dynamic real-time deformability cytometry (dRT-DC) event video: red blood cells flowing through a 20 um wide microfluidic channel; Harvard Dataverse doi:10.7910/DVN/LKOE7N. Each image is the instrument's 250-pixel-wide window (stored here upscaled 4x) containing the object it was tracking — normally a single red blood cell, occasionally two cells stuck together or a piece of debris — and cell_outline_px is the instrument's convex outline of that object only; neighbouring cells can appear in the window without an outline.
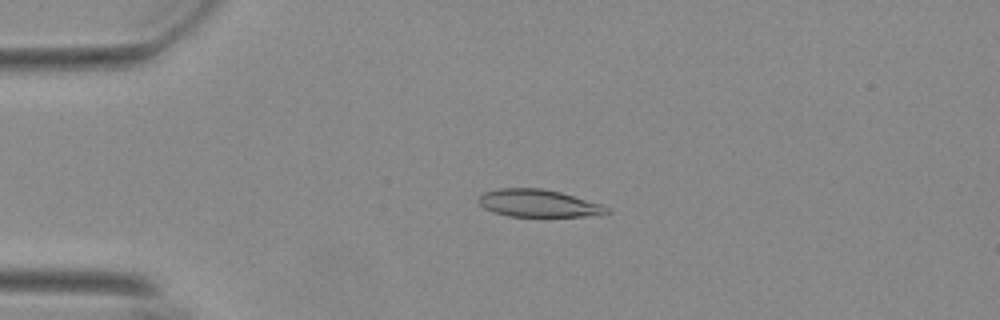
{"species": "Egyptian fruit bat (a non-hibernating species)", "species_latin": "Rousettus aegyptiacus", "temperature_condition": "warm", "stored_images_in_passage": 55, "camera_frame_rate_fps": 3000, "um_per_image_px": 0.085, "animal": {"sex": "female"}, "frame": {"image": 1, "passage_image": 13, "time_ms": 4.0, "image_size_px": [1000, 320], "cell_outline_px": [[612, 212], [604, 216], [508, 216], [484, 208], [476, 200], [484, 192], [500, 188], [540, 188], [560, 192], [600, 204], [608, 208]], "centroid_in_image_um": [45.79, 17.28], "position_along_channel_um": 39.2, "area_um2": 20.46}}
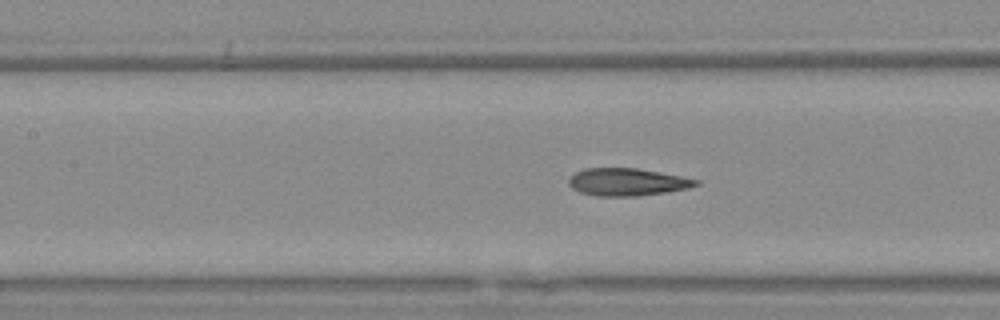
{"frame": {"image": 2, "passage_image": 25, "time_ms": 8.0, "image_size_px": [1000, 320], "cell_outline_px": [[700, 184], [688, 188], [664, 192], [636, 196], [596, 196], [580, 192], [572, 188], [568, 184], [568, 180], [576, 172], [584, 168], [636, 168], [680, 176], [700, 180]], "centroid_in_image_um": [53.29, 15.47], "position_along_channel_um": 154.1, "area_um2": 20.23}}
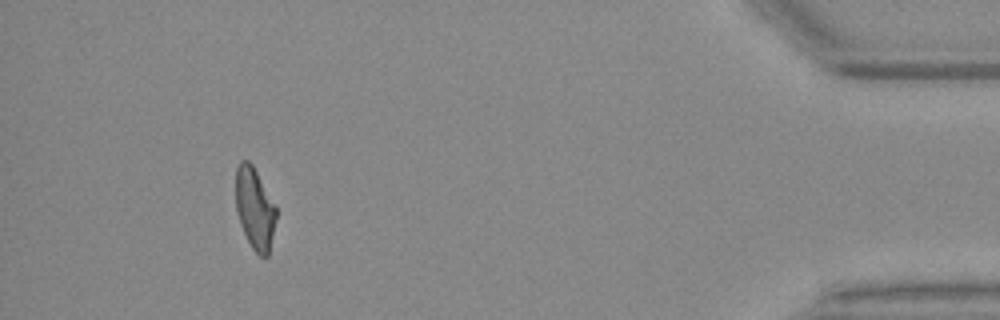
{"frame": {"image": 3, "passage_image": 51, "time_ms": 16.667, "image_size_px": [1000, 320], "cell_outline_px": [[276, 220], [268, 256], [260, 256], [252, 248], [240, 224], [236, 208], [236, 168], [240, 160], [248, 160], [252, 164], [276, 204]], "centroid_in_image_um": [21.66, 17.69], "position_along_channel_um": 413.5, "area_um2": 19.25}, "authors_computed_cell_mechanics": {"area_um2": 20.4034, "velocity_mm_per_s": 3.7166, "shape_relaxation_time_tau1_ms": 7.713, "shape_relaxation_time_tau2_ms": 2.0512, "deformation_change_tau1": 0.2578, "deformation_change_tau2": 0.1133}}